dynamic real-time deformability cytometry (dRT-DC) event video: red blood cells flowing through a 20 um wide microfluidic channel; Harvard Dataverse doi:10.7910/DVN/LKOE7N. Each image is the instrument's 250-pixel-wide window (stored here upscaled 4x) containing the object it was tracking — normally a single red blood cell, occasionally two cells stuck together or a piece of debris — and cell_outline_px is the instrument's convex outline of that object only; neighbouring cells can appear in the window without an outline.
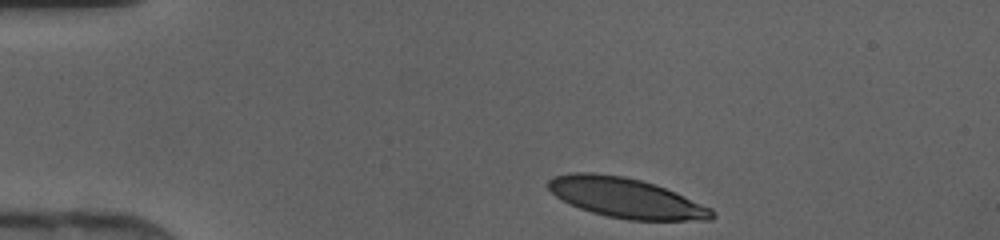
{"species": "human", "species_latin": "Homo sapiens", "temperature_condition": "cold", "stored_images_in_passage": 35, "camera_frame_rate_fps": 3000, "um_per_image_px": 0.085, "donor": {"sex": "female"}, "frame": {"image": 1, "passage_image": 1, "time_ms": 0.0, "image_size_px": [1000, 240], "cell_outline_px": [[716, 216], [712, 220], [628, 220], [608, 216], [592, 212], [580, 208], [556, 196], [548, 188], [548, 180], [556, 176], [572, 172], [592, 172], [624, 176], [640, 180], [676, 192], [712, 208], [716, 212]], "centroid_in_image_um": [53.25, 16.82], "position_along_channel_um": 31.7, "area_um2": 37.86}}
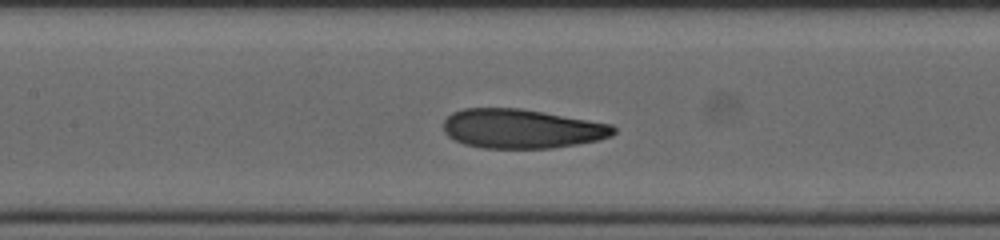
{"frame": {"image": 2, "passage_image": 14, "time_ms": 4.333, "image_size_px": [1000, 240], "cell_outline_px": [[616, 132], [612, 136], [600, 140], [552, 148], [484, 148], [464, 144], [448, 136], [444, 132], [444, 120], [452, 112], [464, 108], [520, 108], [544, 112], [612, 124], [616, 128]], "centroid_in_image_um": [44.36, 10.94], "position_along_channel_um": 163.0, "area_um2": 39.02}}
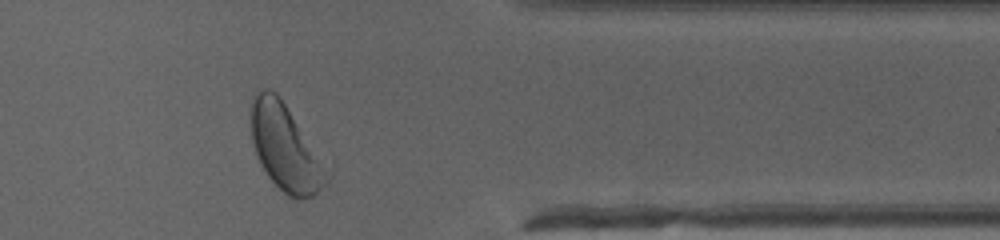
{"frame": {"image": 3, "passage_image": 30, "time_ms": 9.667, "image_size_px": [1000, 240], "cell_outline_px": [[332, 176], [312, 196], [300, 200], [296, 200], [288, 196], [268, 176], [256, 156], [252, 140], [252, 96], [264, 88], [268, 88], [276, 92], [280, 96], [332, 160]], "centroid_in_image_um": [24.43, 12.54], "position_along_channel_um": 387.0, "area_um2": 40.29}}